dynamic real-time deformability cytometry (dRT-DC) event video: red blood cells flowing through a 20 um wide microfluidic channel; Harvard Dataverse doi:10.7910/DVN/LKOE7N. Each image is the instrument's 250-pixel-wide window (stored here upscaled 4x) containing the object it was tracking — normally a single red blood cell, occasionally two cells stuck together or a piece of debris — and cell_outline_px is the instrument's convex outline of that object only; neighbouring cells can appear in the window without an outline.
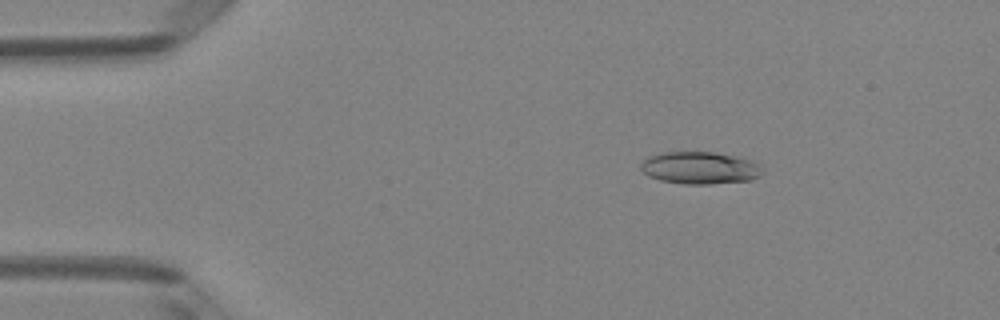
{"species": "Egyptian fruit bat (a non-hibernating species)", "species_latin": "Rousettus aegyptiacus", "temperature_condition": "room temperature", "stored_images_in_passage": 5, "camera_frame_rate_fps": 3000, "um_per_image_px": 0.085, "animal": {"sex": "female"}, "frame": {"image": 1, "passage_image": 3, "time_ms": 0.667, "image_size_px": [1000, 320], "cell_outline_px": [[764, 172], [760, 176], [752, 180], [712, 184], [684, 184], [660, 180], [648, 176], [640, 168], [640, 164], [648, 156], [660, 152], [712, 152], [736, 156], [752, 160], [764, 168]], "centroid_in_image_um": [59.52, 14.27], "position_along_channel_um": 25.5, "area_um2": 23.18}}
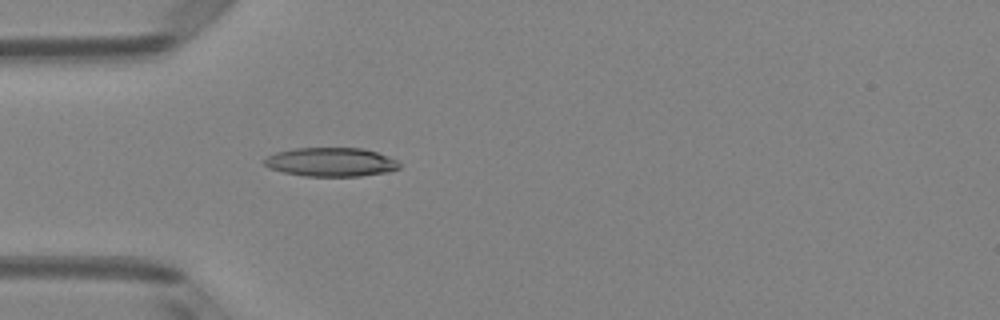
{"frame": {"image": 2, "passage_image": 5, "time_ms": 1.333, "image_size_px": [1000, 320], "cell_outline_px": [[400, 168], [388, 172], [360, 176], [304, 176], [284, 172], [268, 168], [264, 164], [264, 160], [268, 156], [276, 152], [296, 148], [364, 148], [376, 152], [396, 160], [400, 164]], "centroid_in_image_um": [28.13, 13.78], "position_along_channel_um": 56.9, "area_um2": 22.66}}